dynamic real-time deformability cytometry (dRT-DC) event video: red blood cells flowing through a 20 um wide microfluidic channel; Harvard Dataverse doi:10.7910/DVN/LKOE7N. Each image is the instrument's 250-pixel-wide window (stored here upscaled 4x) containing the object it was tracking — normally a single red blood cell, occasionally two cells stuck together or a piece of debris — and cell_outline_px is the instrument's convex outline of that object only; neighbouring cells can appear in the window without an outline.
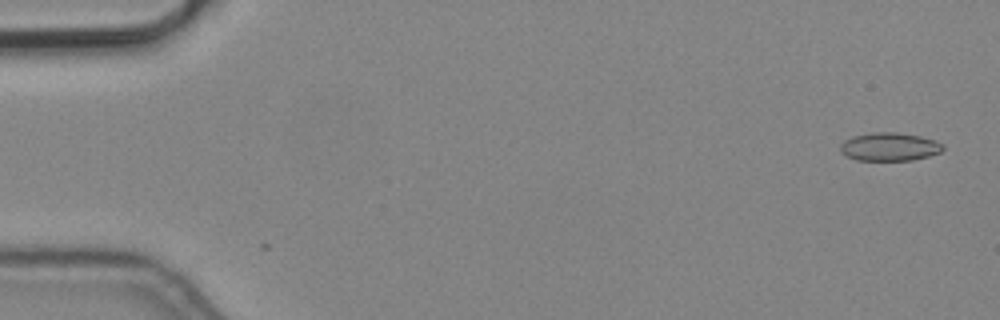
{"species": "common noctule bat (a hibernating species)", "species_latin": "Nyctalus noctula", "temperature_condition": "cold", "stored_images_in_passage": 5, "camera_frame_rate_fps": 3000, "um_per_image_px": 0.085, "animal": {"sex": "male", "body_mass_g": 19.2, "forearm_length_mm": 51.8}, "frame": {"image": 1, "passage_image": 1, "time_ms": 0.0, "image_size_px": [1000, 320], "cell_outline_px": [[944, 148], [940, 152], [928, 156], [912, 160], [856, 160], [840, 152], [840, 144], [844, 140], [852, 136], [872, 132], [896, 132], [920, 136], [936, 140], [944, 144]], "centroid_in_image_um": [75.6, 12.46], "position_along_channel_um": 9.4, "area_um2": 16.99}}
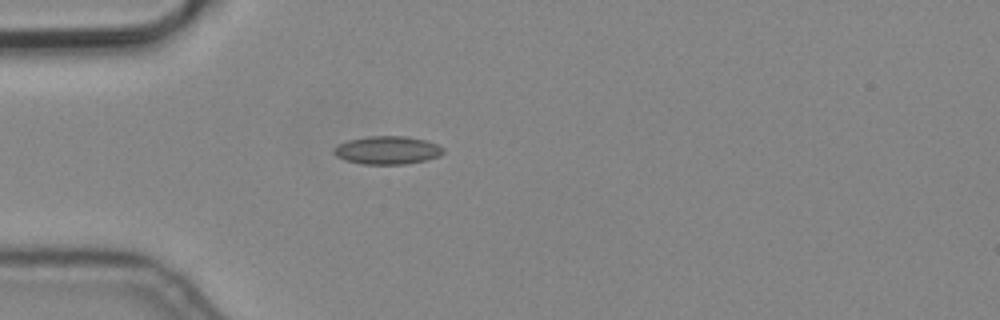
{"frame": {"image": 2, "passage_image": 5, "time_ms": 1.333, "image_size_px": [1000, 320], "cell_outline_px": [[444, 152], [440, 156], [424, 160], [404, 164], [360, 164], [344, 160], [336, 156], [332, 152], [332, 148], [348, 140], [368, 136], [404, 136], [424, 140], [436, 144], [444, 148]], "centroid_in_image_um": [32.89, 12.77], "position_along_channel_um": 52.1, "area_um2": 17.92}}